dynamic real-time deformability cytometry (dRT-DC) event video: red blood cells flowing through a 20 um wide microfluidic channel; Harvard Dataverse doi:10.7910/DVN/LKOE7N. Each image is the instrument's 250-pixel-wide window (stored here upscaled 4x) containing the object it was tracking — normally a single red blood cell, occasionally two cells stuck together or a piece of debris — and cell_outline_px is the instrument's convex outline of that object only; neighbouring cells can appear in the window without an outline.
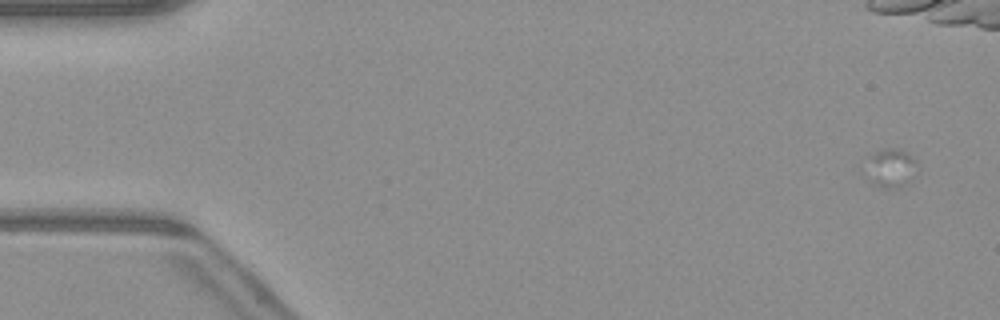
{"species": "common noctule bat (a hibernating species)", "species_latin": "Nyctalus noctula", "temperature_condition": "warm", "stored_images_in_passage": 23, "camera_frame_rate_fps": 3000, "um_per_image_px": 0.085, "animal": {"sex": "male", "body_mass_g": 23.1, "forearm_length_mm": 52.7}, "frame": {"image": 1, "passage_image": 4, "time_ms": 1.0, "image_size_px": [1000, 320], "cell_outline_px": [[920, 168], [904, 184], [896, 188], [884, 188], [872, 184], [860, 172], [864, 156], [880, 148], [900, 148], [912, 156], [916, 160]], "centroid_in_image_um": [75.56, 14.23], "position_along_channel_um": 9.4, "area_um2": 12.77}}